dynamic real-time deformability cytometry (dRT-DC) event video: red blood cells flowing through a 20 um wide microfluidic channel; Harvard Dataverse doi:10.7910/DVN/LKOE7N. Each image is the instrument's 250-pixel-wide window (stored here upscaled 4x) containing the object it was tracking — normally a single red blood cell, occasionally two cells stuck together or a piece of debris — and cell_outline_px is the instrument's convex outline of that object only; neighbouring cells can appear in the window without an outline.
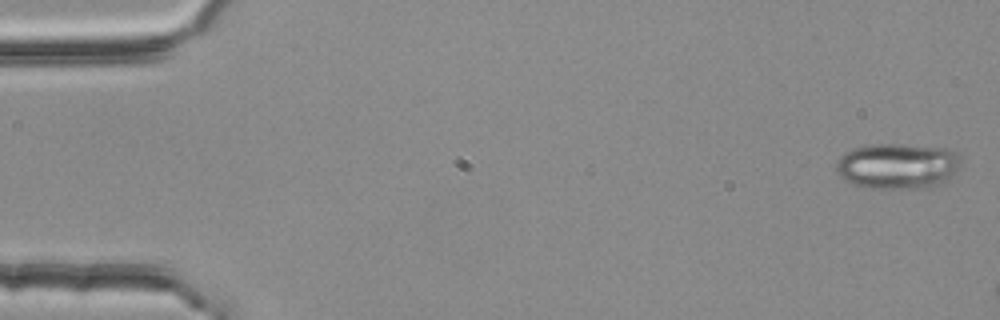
{"species": "common noctule bat (a hibernating species)", "species_latin": "Nyctalus noctula", "temperature_condition": "room temperature", "stored_images_in_passage": 4, "camera_frame_rate_fps": 3000, "um_per_image_px": 0.085, "animal": {"sex": "female", "body_mass_g": 25.1}, "frame": {"image": 1, "passage_image": 1, "time_ms": 0.0, "image_size_px": [1000, 320], "cell_outline_px": [[964, 160], [948, 180], [940, 184], [924, 188], [872, 188], [856, 184], [844, 180], [836, 172], [836, 160], [844, 152], [852, 148], [872, 144], [900, 144], [948, 148], [960, 156]], "centroid_in_image_um": [76.3, 14.1], "position_along_channel_um": 8.7, "area_um2": 33.47}}